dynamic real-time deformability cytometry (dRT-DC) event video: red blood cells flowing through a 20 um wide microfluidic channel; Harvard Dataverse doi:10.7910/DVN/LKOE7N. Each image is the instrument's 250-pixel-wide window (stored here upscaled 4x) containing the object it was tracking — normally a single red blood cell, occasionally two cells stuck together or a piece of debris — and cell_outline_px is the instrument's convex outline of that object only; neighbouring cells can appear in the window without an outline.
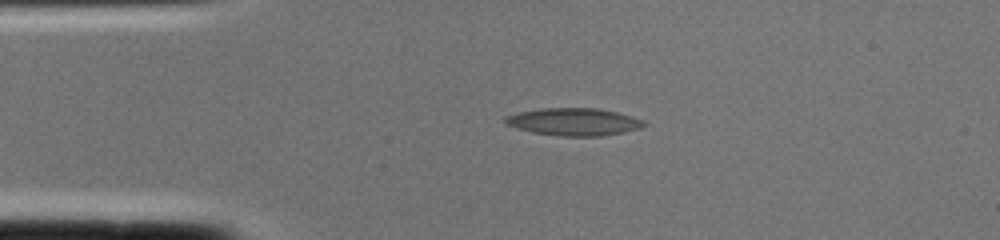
{"species": "common noctule bat (a hibernating species)", "species_latin": "Nyctalus noctula", "temperature_condition": "cold", "stored_images_in_passage": 1, "camera_frame_rate_fps": 3000, "um_per_image_px": 0.085, "animal": {"sex": "female", "body_mass_g": 22.0, "forearm_length_mm": 56.7}, "frame": {"image": 1, "passage_image": 1, "time_ms": 0.0, "image_size_px": [1000, 240], "cell_outline_px": [[648, 124], [640, 128], [624, 132], [600, 136], [560, 136], [532, 132], [504, 124], [504, 116], [520, 112], [540, 108], [596, 108], [616, 112], [632, 116], [644, 120]], "centroid_in_image_um": [48.78, 10.35], "position_along_channel_um": 36.2, "area_um2": 22.25}}